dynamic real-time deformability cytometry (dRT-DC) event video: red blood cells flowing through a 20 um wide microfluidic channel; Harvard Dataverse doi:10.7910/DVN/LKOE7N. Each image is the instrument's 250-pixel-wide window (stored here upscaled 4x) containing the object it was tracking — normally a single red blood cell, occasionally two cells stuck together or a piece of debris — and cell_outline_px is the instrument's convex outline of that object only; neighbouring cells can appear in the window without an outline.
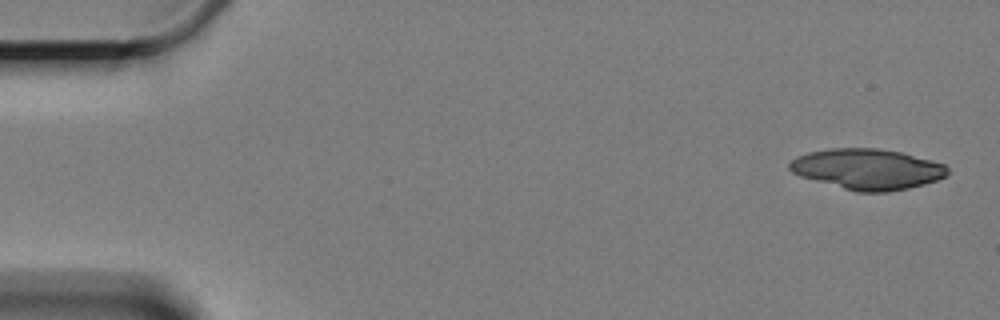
{"species": "Egyptian fruit bat (a non-hibernating species)", "species_latin": "Rousettus aegyptiacus", "temperature_condition": "cold", "stored_images_in_passage": 7, "camera_frame_rate_fps": 3000, "um_per_image_px": 0.085, "animal": {"sex": "female"}, "frame": {"image": 1, "passage_image": 1, "time_ms": 0.0, "image_size_px": [1000, 320], "cell_outline_px": [[948, 172], [944, 176], [936, 180], [924, 184], [908, 188], [888, 192], [856, 192], [800, 176], [792, 172], [788, 168], [788, 164], [796, 156], [808, 152], [828, 148], [876, 148], [900, 152], [944, 164], [948, 168]], "centroid_in_image_um": [73.68, 14.37], "position_along_channel_um": 11.3, "area_um2": 37.22}}